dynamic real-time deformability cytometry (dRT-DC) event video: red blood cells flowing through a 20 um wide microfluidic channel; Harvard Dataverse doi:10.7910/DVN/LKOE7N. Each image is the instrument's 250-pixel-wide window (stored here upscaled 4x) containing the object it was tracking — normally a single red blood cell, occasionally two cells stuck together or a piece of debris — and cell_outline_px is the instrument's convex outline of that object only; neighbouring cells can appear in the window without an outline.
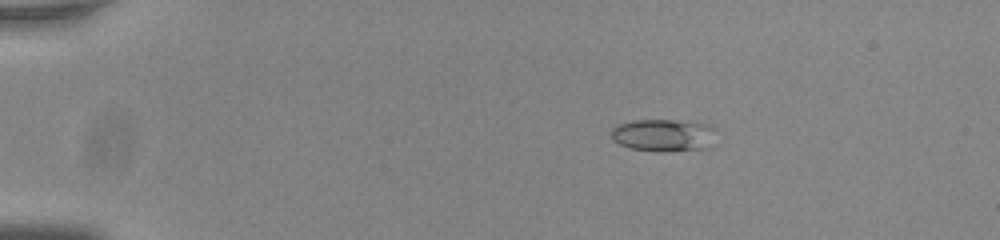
{"species": "common noctule bat (a hibernating species)", "species_latin": "Nyctalus noctula", "temperature_condition": "room temperature", "stored_images_in_passage": 56, "camera_frame_rate_fps": 3000, "um_per_image_px": 0.085, "animal": {"sex": "male", "body_mass_g": 20.0, "forearm_length_mm": 53.3}, "frame": {"image": 1, "passage_image": 11, "time_ms": 3.333, "image_size_px": [1000, 240], "cell_outline_px": [[716, 128], [708, 148], [668, 152], [660, 152], [628, 148], [612, 140], [612, 128], [616, 124], [632, 120], [672, 120], [708, 124]], "centroid_in_image_um": [56.36, 11.5], "position_along_channel_um": 28.6, "area_um2": 20.0}}
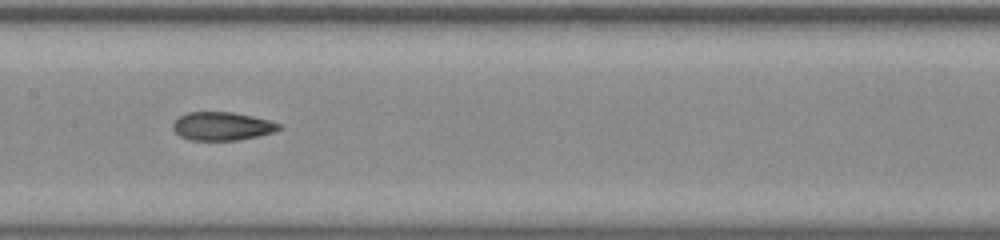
{"frame": {"image": 2, "passage_image": 30, "time_ms": 9.667, "image_size_px": [1000, 240], "cell_outline_px": [[284, 128], [272, 132], [240, 140], [188, 140], [180, 136], [172, 128], [172, 124], [176, 116], [188, 112], [232, 112], [252, 116], [284, 124]], "centroid_in_image_um": [18.86, 10.72], "position_along_channel_um": 188.5, "area_um2": 17.74}}
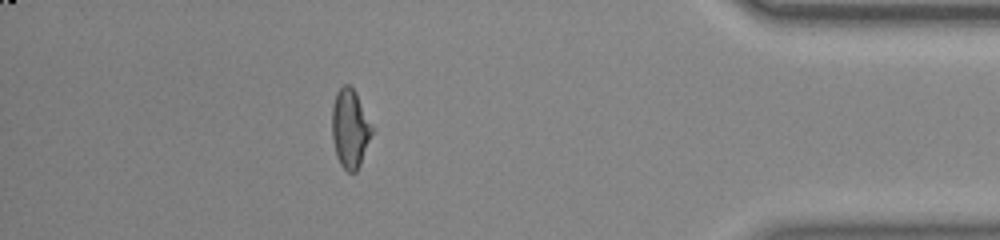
{"frame": {"image": 3, "passage_image": 50, "time_ms": 16.333, "image_size_px": [1000, 240], "cell_outline_px": [[376, 128], [360, 164], [356, 172], [348, 172], [340, 164], [336, 156], [332, 136], [332, 104], [336, 92], [344, 84], [348, 84], [356, 92]], "centroid_in_image_um": [29.79, 10.9], "position_along_channel_um": 405.4, "area_um2": 18.9}, "authors_computed_cell_mechanics": {"area_um2": 18.2359, "velocity_mm_per_s": 3.799, "shape_relaxation_time_tau1_ms": 7.7097, "shape_relaxation_time_tau2_ms": 1.8688, "deformation_change_tau1": 0.2319, "deformation_change_tau2": 0.0958}}